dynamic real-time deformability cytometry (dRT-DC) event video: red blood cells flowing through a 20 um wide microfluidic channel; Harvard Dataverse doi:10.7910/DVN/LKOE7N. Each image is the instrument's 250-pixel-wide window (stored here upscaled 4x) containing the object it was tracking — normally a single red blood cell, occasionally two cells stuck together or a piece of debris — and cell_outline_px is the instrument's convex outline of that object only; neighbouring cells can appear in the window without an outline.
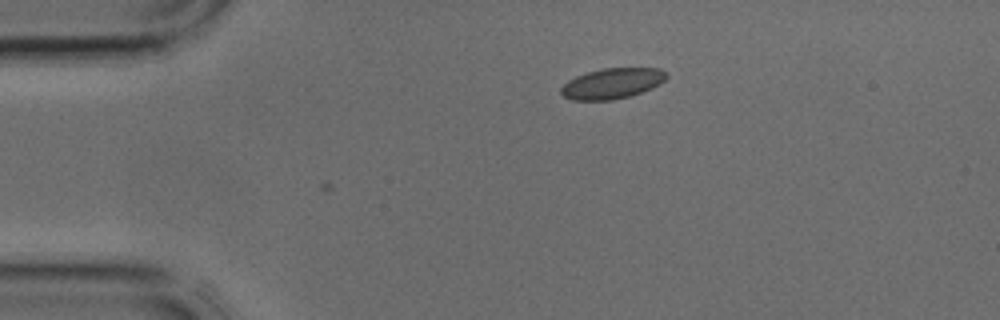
{"species": "common noctule bat (a hibernating species)", "species_latin": "Nyctalus noctula", "temperature_condition": "cold", "stored_images_in_passage": 2, "camera_frame_rate_fps": 3000, "um_per_image_px": 0.085, "animal": {"sex": "male", "body_mass_g": 17.9, "forearm_length_mm": 54.2}, "frame": {"image": 1, "passage_image": 1, "time_ms": 0.0, "image_size_px": [1000, 320], "cell_outline_px": [[668, 76], [660, 84], [652, 88], [628, 96], [612, 100], [572, 100], [564, 96], [560, 92], [560, 88], [568, 80], [576, 76], [588, 72], [604, 68], [660, 68], [668, 72]], "centroid_in_image_um": [52.05, 7.08], "position_along_channel_um": 33.0, "area_um2": 18.73}}